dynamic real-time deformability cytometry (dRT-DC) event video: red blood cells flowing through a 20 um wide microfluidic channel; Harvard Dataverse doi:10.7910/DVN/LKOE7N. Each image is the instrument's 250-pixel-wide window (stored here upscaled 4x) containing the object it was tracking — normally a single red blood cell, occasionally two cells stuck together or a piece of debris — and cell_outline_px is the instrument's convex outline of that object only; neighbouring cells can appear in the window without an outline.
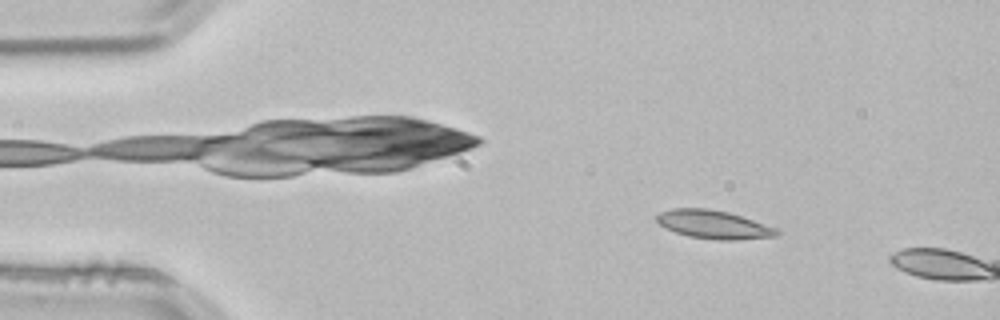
{"species": "common noctule bat (a hibernating species)", "species_latin": "Nyctalus noctula", "temperature_condition": "room temperature", "stored_images_in_passage": 14, "camera_frame_rate_fps": 3000, "um_per_image_px": 0.085, "animal": {"sex": "male", "body_mass_g": 21.5, "forearm_length_mm": 52.0}, "frame": {"image": 1, "passage_image": 8, "time_ms": 2.333, "image_size_px": [1000, 320], "cell_outline_px": [[780, 232], [776, 236], [736, 240], [720, 240], [688, 236], [676, 232], [660, 224], [656, 220], [656, 216], [660, 212], [672, 208], [708, 208], [728, 212], [780, 228]], "centroid_in_image_um": [60.71, 19.08], "position_along_channel_um": 24.3, "area_um2": 19.88}}